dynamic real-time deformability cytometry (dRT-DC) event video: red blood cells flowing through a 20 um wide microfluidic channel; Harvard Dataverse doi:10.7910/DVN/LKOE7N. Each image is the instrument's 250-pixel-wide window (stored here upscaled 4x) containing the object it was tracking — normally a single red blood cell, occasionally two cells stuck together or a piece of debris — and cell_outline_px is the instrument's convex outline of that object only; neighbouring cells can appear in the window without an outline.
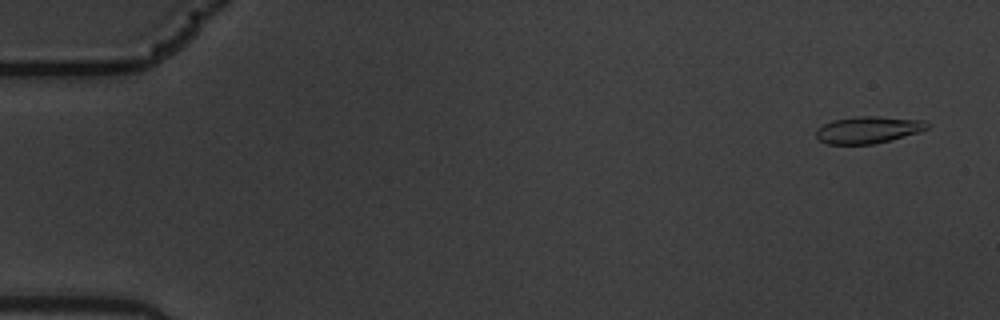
{"species": "common noctule bat (a hibernating species)", "species_latin": "Nyctalus noctula", "temperature_condition": "warm", "stored_images_in_passage": 58, "camera_frame_rate_fps": 3000, "um_per_image_px": 0.085, "animal": {"sex": "male", "body_mass_g": 19.5, "forearm_length_mm": 54.6}, "frame": {"image": 1, "passage_image": 3, "time_ms": 0.667, "image_size_px": [1000, 320], "cell_outline_px": [[932, 124], [928, 128], [920, 132], [872, 144], [828, 144], [820, 140], [816, 136], [816, 132], [824, 124], [832, 120], [860, 116], [876, 116], [924, 120]], "centroid_in_image_um": [73.84, 11.02], "position_along_channel_um": 11.2, "area_um2": 17.28}}
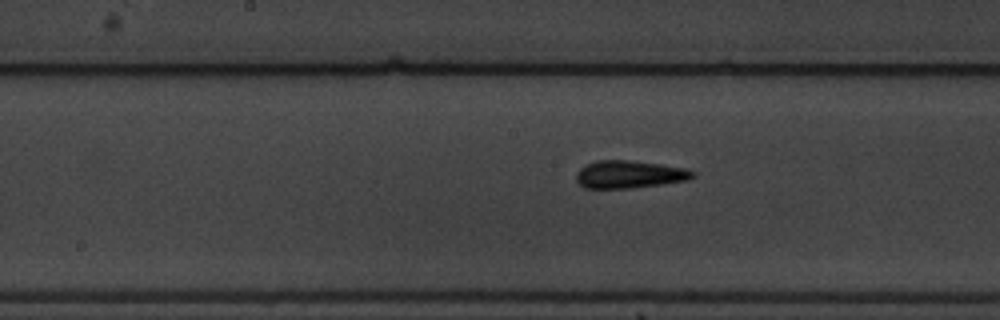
{"frame": {"image": 2, "passage_image": 30, "time_ms": 9.667, "image_size_px": [1000, 320], "cell_outline_px": [[696, 176], [684, 180], [660, 184], [628, 188], [584, 188], [576, 180], [576, 172], [584, 164], [596, 160], [628, 160], [660, 164], [684, 168], [696, 172]], "centroid_in_image_um": [53.44, 14.81], "position_along_channel_um": 194.8, "area_um2": 18.67}}
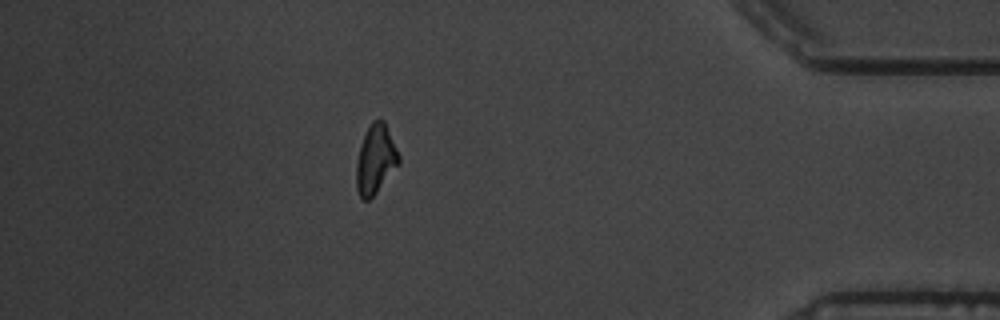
{"frame": {"image": 3, "passage_image": 51, "time_ms": 16.667, "image_size_px": [1000, 320], "cell_outline_px": [[400, 164], [376, 192], [368, 200], [364, 200], [360, 196], [356, 188], [356, 164], [360, 144], [372, 120], [384, 120], [400, 156]], "centroid_in_image_um": [31.92, 13.55], "position_along_channel_um": 403.3, "area_um2": 16.99}, "authors_computed_cell_mechanics": {"area_um2": 17.4267, "velocity_mm_per_s": 3.5498, "shape_relaxation_time_tau1_ms": 7.2071, "shape_relaxation_time_tau2_ms": 3.2565, "deformation_change_tau1": 0.1548, "deformation_change_tau2": 0.0878}}